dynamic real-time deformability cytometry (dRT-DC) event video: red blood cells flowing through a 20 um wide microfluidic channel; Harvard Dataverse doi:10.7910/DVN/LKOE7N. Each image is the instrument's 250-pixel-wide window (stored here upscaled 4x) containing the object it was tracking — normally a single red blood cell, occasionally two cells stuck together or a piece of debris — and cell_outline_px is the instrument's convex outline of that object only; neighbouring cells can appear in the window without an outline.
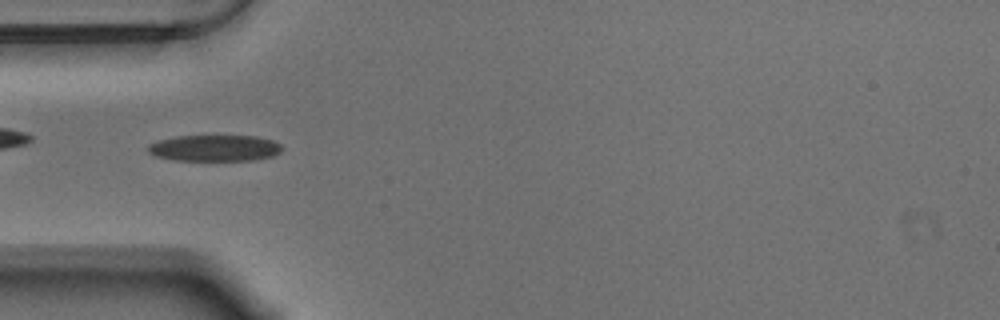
{"species": "Egyptian fruit bat (a non-hibernating species)", "species_latin": "Rousettus aegyptiacus", "temperature_condition": "warm", "stored_images_in_passage": 53, "camera_frame_rate_fps": 3000, "um_per_image_px": 0.085, "animal": {"sex": "male"}, "frame": {"image": 1, "passage_image": 14, "time_ms": 4.333, "image_size_px": [1000, 320], "cell_outline_px": [[284, 148], [280, 152], [272, 156], [252, 160], [172, 160], [156, 156], [148, 152], [148, 144], [160, 140], [176, 136], [256, 136], [272, 140], [280, 144]], "centroid_in_image_um": [18.25, 12.58], "position_along_channel_um": 66.8, "area_um2": 20.46}}
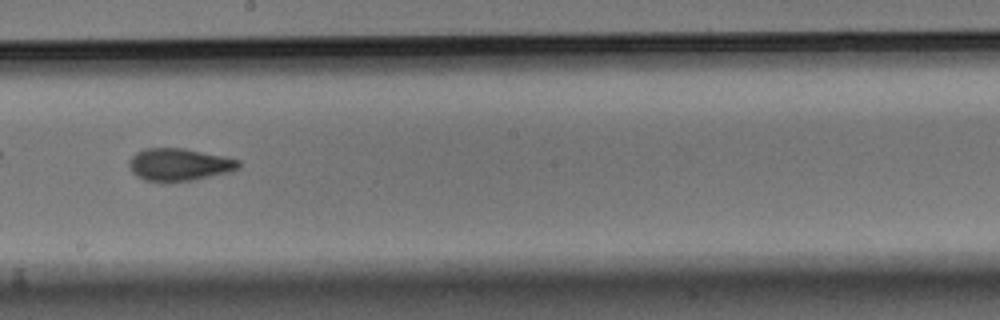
{"frame": {"image": 2, "passage_image": 28, "time_ms": 9.0, "image_size_px": [1000, 320], "cell_outline_px": [[240, 168], [232, 172], [192, 180], [168, 184], [144, 180], [136, 176], [132, 172], [128, 164], [132, 156], [136, 152], [144, 148], [184, 148], [224, 156], [240, 160]], "centroid_in_image_um": [15.23, 14.01], "position_along_channel_um": 233.0, "area_um2": 21.27}}
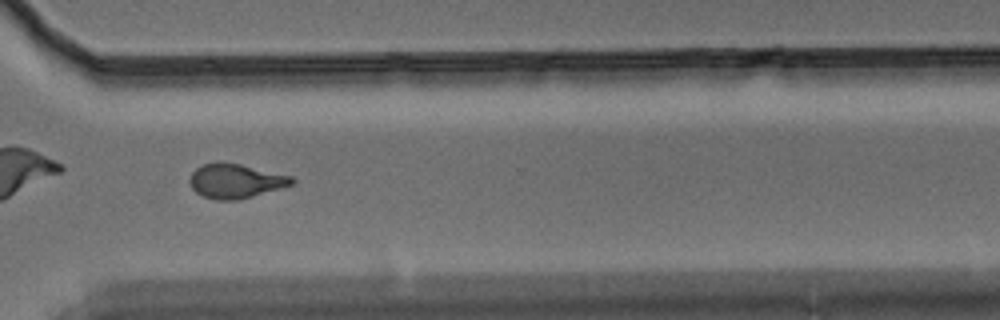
{"frame": {"image": 3, "passage_image": 38, "time_ms": 12.333, "image_size_px": [1000, 320], "cell_outline_px": [[296, 180], [292, 184], [280, 188], [252, 196], [236, 200], [216, 200], [204, 196], [196, 192], [192, 188], [188, 180], [192, 172], [196, 168], [204, 164], [240, 164], [292, 176]], "centroid_in_image_um": [20.02, 15.4], "position_along_channel_um": 350.6, "area_um2": 19.94}, "authors_computed_cell_mechanics": {"area_um2": 20.23, "velocity_mm_per_s": 3.5304, "shape_relaxation_time_tau1_ms": 9.2672, "shape_relaxation_time_tau2_ms": 1.9378, "deformation_change_tau1": 0.2279, "deformation_change_tau2": 0.0853}}